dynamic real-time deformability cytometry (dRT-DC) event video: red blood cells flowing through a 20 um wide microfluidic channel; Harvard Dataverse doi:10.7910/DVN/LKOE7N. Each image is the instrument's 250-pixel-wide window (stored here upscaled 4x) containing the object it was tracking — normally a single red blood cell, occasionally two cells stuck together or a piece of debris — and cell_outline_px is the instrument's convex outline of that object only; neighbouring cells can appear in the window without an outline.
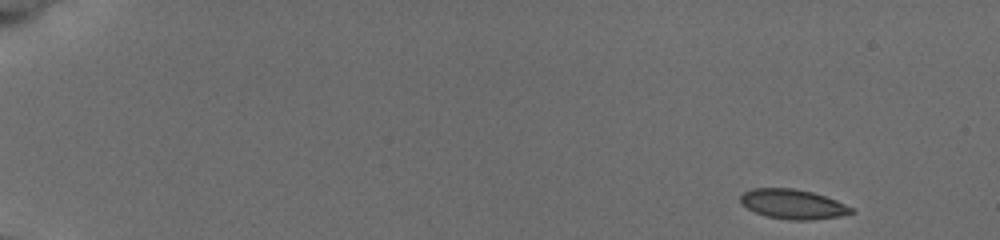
{"species": "common noctule bat (a hibernating species)", "species_latin": "Nyctalus noctula", "temperature_condition": "cold", "stored_images_in_passage": 52, "camera_frame_rate_fps": 3000, "um_per_image_px": 0.085, "animal": {"sex": "female", "body_mass_g": 19.5, "forearm_length_mm": 54.1}, "frame": {"image": 1, "passage_image": 1, "time_ms": 0.0, "image_size_px": [1000, 240], "cell_outline_px": [[856, 212], [836, 216], [812, 220], [792, 220], [768, 216], [756, 212], [740, 204], [740, 196], [744, 192], [752, 188], [792, 188], [812, 192], [836, 200], [852, 208]], "centroid_in_image_um": [67.37, 17.34], "position_along_channel_um": 17.6, "area_um2": 18.9}}
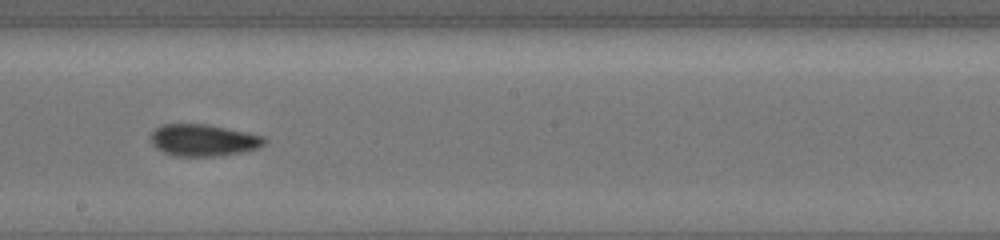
{"frame": {"image": 2, "passage_image": 30, "time_ms": 9.667, "image_size_px": [1000, 240], "cell_outline_px": [[268, 140], [264, 144], [256, 148], [240, 152], [216, 156], [176, 156], [164, 152], [156, 148], [152, 144], [152, 132], [156, 128], [164, 124], [208, 124], [248, 132], [264, 136]], "centroid_in_image_um": [17.3, 11.91], "position_along_channel_um": 230.9, "area_um2": 20.98}}
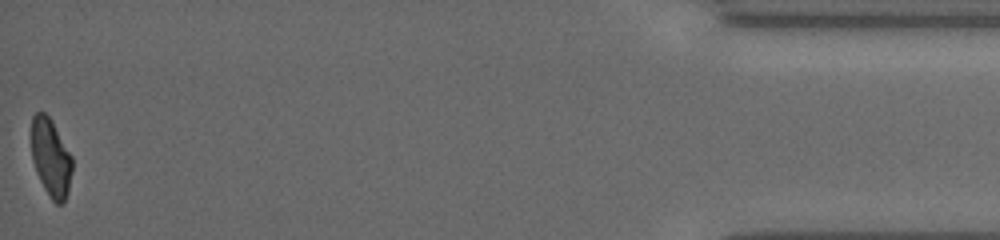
{"frame": {"image": 3, "passage_image": 52, "time_ms": 17.0, "image_size_px": [1000, 240], "cell_outline_px": [[72, 172], [68, 192], [64, 200], [60, 204], [56, 204], [52, 200], [44, 188], [36, 172], [32, 160], [32, 116], [36, 112], [44, 112], [52, 120], [72, 156]], "centroid_in_image_um": [4.33, 13.4], "position_along_channel_um": 430.9, "area_um2": 18.5}, "authors_computed_cell_mechanics": {"area_um2": 20.3456, "velocity_mm_per_s": 3.7789, "shape_relaxation_time_tau1_ms": 10.3539, "shape_relaxation_time_tau2_ms": 2.9916, "deformation_change_tau1": 0.1905, "deformation_change_tau2": 0.058}}